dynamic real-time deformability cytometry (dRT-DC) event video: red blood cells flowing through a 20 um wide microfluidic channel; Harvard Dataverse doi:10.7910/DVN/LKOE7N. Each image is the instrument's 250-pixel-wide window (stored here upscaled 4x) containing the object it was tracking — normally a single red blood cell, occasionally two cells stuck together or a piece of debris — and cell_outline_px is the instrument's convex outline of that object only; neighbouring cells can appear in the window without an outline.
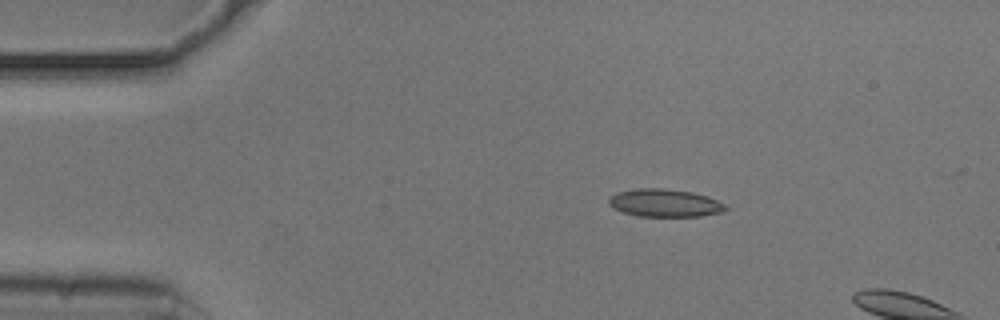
{"species": "common noctule bat (a hibernating species)", "species_latin": "Nyctalus noctula", "temperature_condition": "cold", "stored_images_in_passage": 5, "camera_frame_rate_fps": 3000, "um_per_image_px": 0.085, "animal": {"sex": "male", "body_mass_g": 20.5, "forearm_length_mm": 52.5}, "frame": {"image": 1, "passage_image": 1, "time_ms": 0.0, "image_size_px": [1000, 320], "cell_outline_px": [[728, 208], [724, 212], [700, 216], [640, 216], [624, 212], [608, 204], [608, 200], [616, 192], [636, 188], [664, 188], [692, 192], [708, 196], [724, 204]], "centroid_in_image_um": [56.53, 17.24], "position_along_channel_um": 28.5, "area_um2": 18.84}}